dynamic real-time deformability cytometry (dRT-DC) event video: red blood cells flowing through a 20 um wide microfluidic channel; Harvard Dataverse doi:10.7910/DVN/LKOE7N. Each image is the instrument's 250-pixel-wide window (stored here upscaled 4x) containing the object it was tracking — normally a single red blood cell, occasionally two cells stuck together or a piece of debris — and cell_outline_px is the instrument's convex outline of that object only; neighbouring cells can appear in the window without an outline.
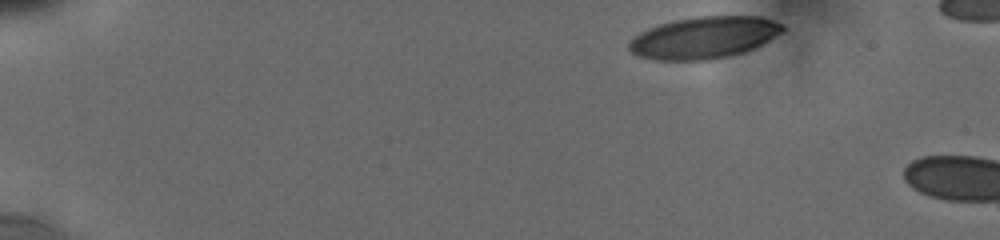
{"species": "human", "species_latin": "Homo sapiens", "temperature_condition": "cold", "stored_images_in_passage": 9, "camera_frame_rate_fps": 3000, "um_per_image_px": 0.085, "donor": {"sex": "male"}, "frame": {"image": 1, "passage_image": 1, "time_ms": 0.0, "image_size_px": [1000, 240], "cell_outline_px": [[784, 28], [780, 32], [768, 40], [744, 52], [728, 56], [708, 60], [656, 60], [636, 56], [628, 48], [628, 44], [640, 32], [648, 28], [660, 24], [676, 20], [696, 16], [760, 16], [784, 24]], "centroid_in_image_um": [59.81, 3.19], "position_along_channel_um": 25.2, "area_um2": 37.22}}
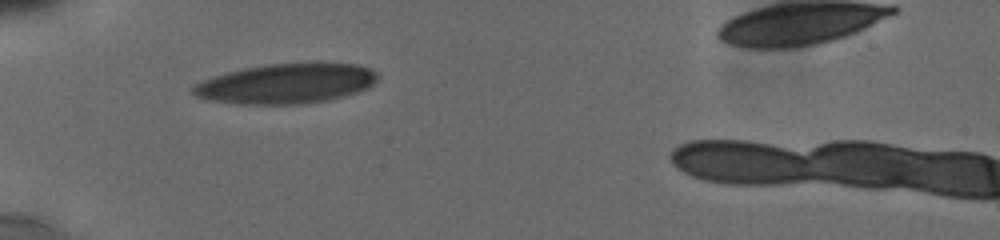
{"frame": {"image": 2, "passage_image": 6, "time_ms": 3.667, "image_size_px": [1000, 240], "cell_outline_px": [[376, 80], [368, 88], [344, 96], [328, 100], [300, 104], [240, 104], [216, 100], [196, 96], [192, 92], [192, 88], [196, 84], [204, 80], [228, 72], [244, 68], [272, 64], [356, 64], [368, 68], [376, 72]], "centroid_in_image_um": [24.34, 7.12], "position_along_channel_um": 60.7, "area_um2": 41.96}}
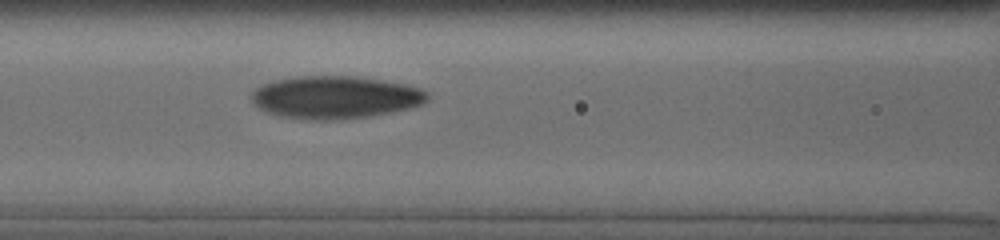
{"frame": {"image": 3, "passage_image": 9, "time_ms": 6.0, "image_size_px": [1000, 240], "cell_outline_px": [[428, 100], [424, 104], [412, 108], [392, 112], [368, 116], [324, 120], [284, 116], [268, 112], [260, 108], [252, 100], [252, 92], [256, 88], [264, 84], [276, 80], [296, 76], [356, 76], [384, 80], [408, 84], [420, 88], [428, 92]], "centroid_in_image_um": [28.58, 8.25], "position_along_channel_um": 138.0, "area_um2": 43.41}}